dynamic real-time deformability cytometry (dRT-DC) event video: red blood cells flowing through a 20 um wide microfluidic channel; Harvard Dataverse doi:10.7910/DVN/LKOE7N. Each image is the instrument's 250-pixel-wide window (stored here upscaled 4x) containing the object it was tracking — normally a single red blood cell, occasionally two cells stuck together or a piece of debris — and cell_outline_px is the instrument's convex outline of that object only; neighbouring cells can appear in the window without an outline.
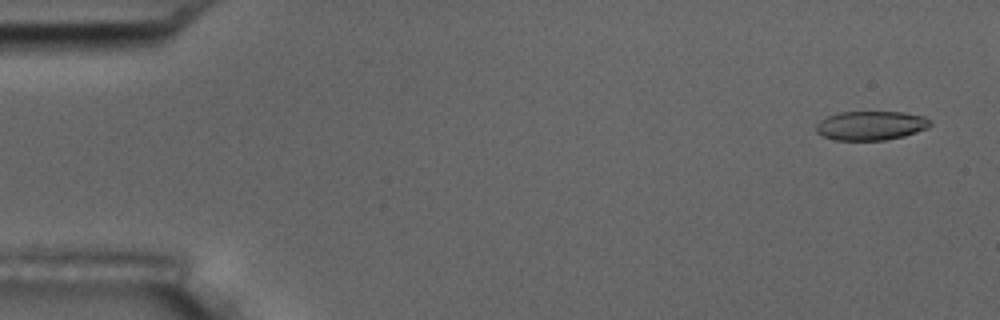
{"species": "common noctule bat (a hibernating species)", "species_latin": "Nyctalus noctula", "temperature_condition": "room temperature", "stored_images_in_passage": 6, "camera_frame_rate_fps": 3000, "um_per_image_px": 0.085, "animal": {"sex": "male", "body_mass_g": 17.5, "forearm_length_mm": 52.3}, "frame": {"image": 1, "passage_image": 1, "time_ms": 0.0, "image_size_px": [1000, 320], "cell_outline_px": [[932, 124], [928, 128], [904, 136], [884, 140], [836, 140], [824, 136], [816, 132], [816, 124], [820, 120], [836, 112], [904, 112], [924, 116], [932, 120]], "centroid_in_image_um": [74.04, 10.66], "position_along_channel_um": 11.0, "area_um2": 19.48}}